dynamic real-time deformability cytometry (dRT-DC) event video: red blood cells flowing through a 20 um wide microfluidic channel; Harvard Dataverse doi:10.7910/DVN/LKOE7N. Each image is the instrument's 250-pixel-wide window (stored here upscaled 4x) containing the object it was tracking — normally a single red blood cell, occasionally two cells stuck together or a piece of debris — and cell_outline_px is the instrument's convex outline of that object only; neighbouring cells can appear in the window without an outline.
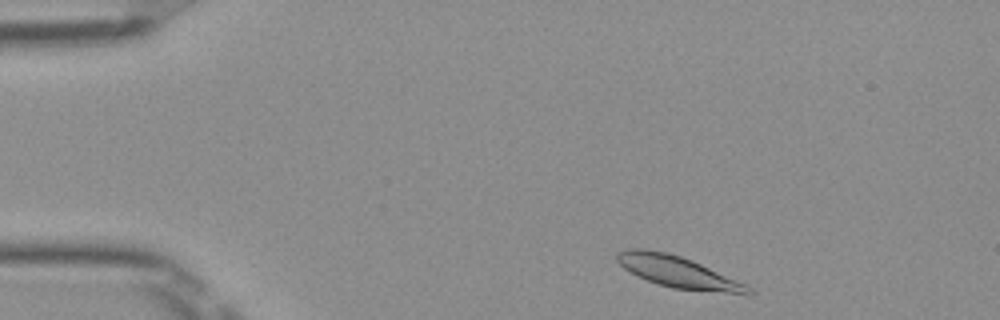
{"species": "Egyptian fruit bat (a non-hibernating species)", "species_latin": "Rousettus aegyptiacus", "temperature_condition": "room temperature", "stored_images_in_passage": 8, "camera_frame_rate_fps": 3000, "um_per_image_px": 0.085, "frame": {"image": 1, "passage_image": 2, "time_ms": 0.333, "image_size_px": [1000, 320], "cell_outline_px": [[756, 292], [728, 292], [672, 288], [656, 284], [636, 276], [624, 268], [616, 260], [616, 252], [628, 248], [644, 248], [668, 252], [692, 260], [744, 284], [752, 288]], "centroid_in_image_um": [57.47, 23.07], "position_along_channel_um": 27.5, "area_um2": 23.58}}